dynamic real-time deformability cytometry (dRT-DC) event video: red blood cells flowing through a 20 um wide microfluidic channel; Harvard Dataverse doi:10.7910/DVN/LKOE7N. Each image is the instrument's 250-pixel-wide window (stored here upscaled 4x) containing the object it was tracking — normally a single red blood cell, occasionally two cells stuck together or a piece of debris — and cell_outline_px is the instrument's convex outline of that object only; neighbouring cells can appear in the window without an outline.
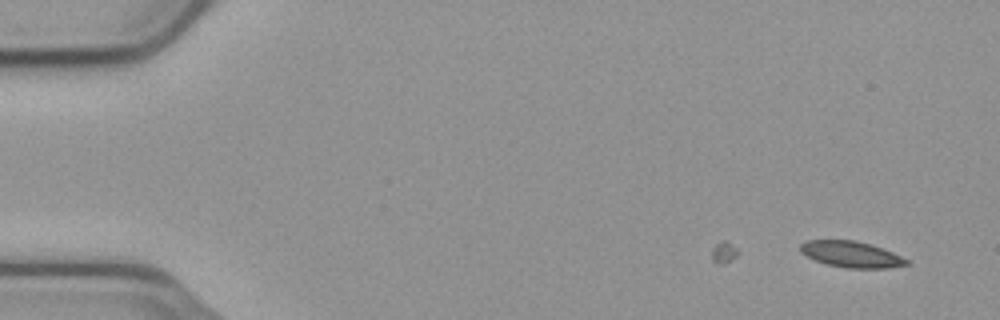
{"species": "common noctule bat (a hibernating species)", "species_latin": "Nyctalus noctula", "temperature_condition": "cold", "stored_images_in_passage": 4, "camera_frame_rate_fps": 3000, "um_per_image_px": 0.085, "animal": {"sex": "male", "body_mass_g": 23.1, "forearm_length_mm": 52.7}, "frame": {"image": 1, "passage_image": 4, "time_ms": 1.0, "image_size_px": [1000, 320], "cell_outline_px": [[912, 264], [888, 268], [848, 268], [828, 264], [816, 260], [800, 252], [800, 244], [804, 240], [856, 240], [872, 244], [892, 252], [908, 260]], "centroid_in_image_um": [72.38, 21.61], "position_along_channel_um": 12.6, "area_um2": 16.18}}